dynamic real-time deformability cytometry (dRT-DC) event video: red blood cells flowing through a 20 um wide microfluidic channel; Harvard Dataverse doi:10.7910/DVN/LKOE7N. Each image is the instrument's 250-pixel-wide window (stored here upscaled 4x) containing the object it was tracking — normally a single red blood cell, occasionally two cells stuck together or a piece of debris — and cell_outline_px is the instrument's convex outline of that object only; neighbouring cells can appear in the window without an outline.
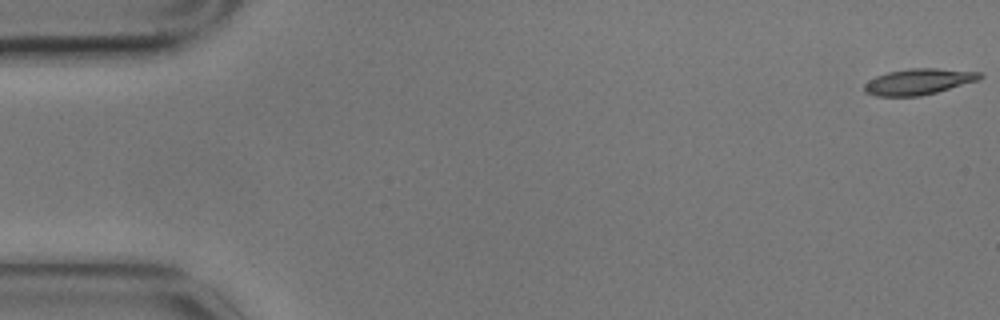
{"species": "common noctule bat (a hibernating species)", "species_latin": "Nyctalus noctula", "temperature_condition": "cold", "stored_images_in_passage": 6, "segment_of_instrument_passage": [1, 2], "camera_frame_rate_fps": 3000, "um_per_image_px": 0.085, "animal": {"sex": "male", "body_mass_g": 17.9}, "frame": {"image": 1, "passage_image": 1, "time_ms": 0.0, "image_size_px": [1000, 320], "cell_outline_px": [[984, 76], [980, 80], [936, 92], [920, 96], [876, 96], [864, 92], [864, 84], [868, 80], [876, 76], [888, 72], [908, 68], [936, 68], [980, 72]], "centroid_in_image_um": [78.08, 6.94], "position_along_channel_um": 6.9, "area_um2": 17.57}}
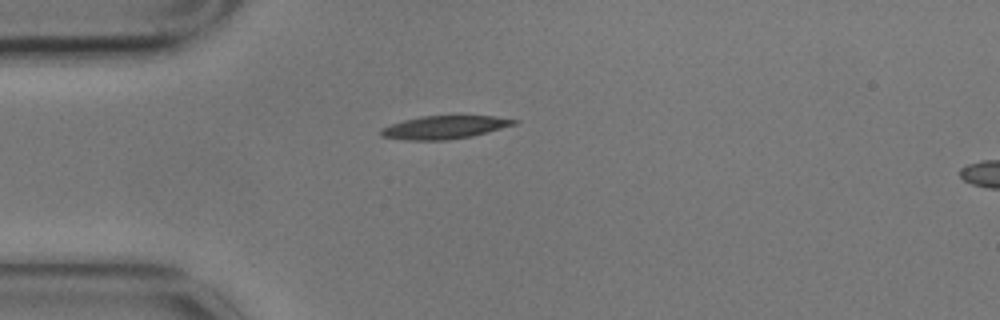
{"frame": {"image": 2, "passage_image": 5, "time_ms": 1.333, "image_size_px": [1000, 320], "cell_outline_px": [[520, 120], [516, 124], [472, 136], [448, 140], [404, 140], [380, 136], [380, 128], [404, 120], [420, 116], [496, 116]], "centroid_in_image_um": [37.77, 10.82], "position_along_channel_um": 47.2, "area_um2": 17.92}}